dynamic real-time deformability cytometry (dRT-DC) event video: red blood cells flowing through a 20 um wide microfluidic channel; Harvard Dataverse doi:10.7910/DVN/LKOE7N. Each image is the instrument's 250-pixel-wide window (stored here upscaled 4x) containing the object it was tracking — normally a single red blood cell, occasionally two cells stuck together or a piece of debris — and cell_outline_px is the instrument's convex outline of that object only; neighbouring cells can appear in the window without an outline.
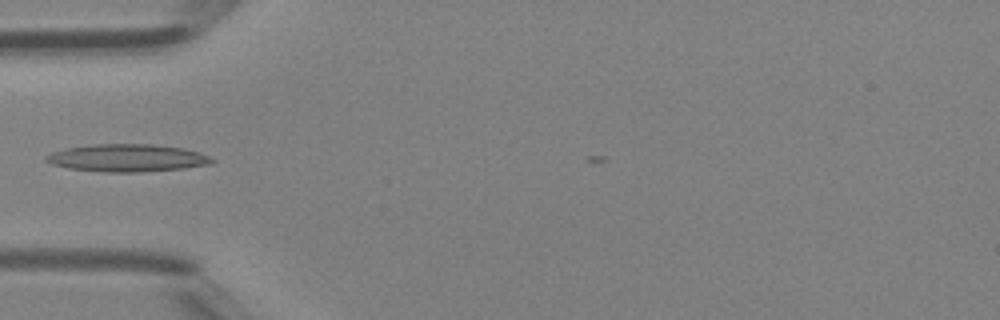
{"species": "Egyptian fruit bat (a non-hibernating species)", "species_latin": "Rousettus aegyptiacus", "temperature_condition": "room temperature", "stored_images_in_passage": 29, "camera_frame_rate_fps": 3000, "um_per_image_px": 0.085, "animal": {"sex": "female"}, "frame": {"image": 1, "passage_image": 2, "time_ms": 0.333, "image_size_px": [1000, 320], "cell_outline_px": [[216, 160], [212, 164], [184, 168], [140, 172], [104, 172], [68, 168], [52, 164], [44, 160], [44, 156], [52, 152], [68, 148], [92, 144], [152, 144], [180, 148], [200, 152]], "centroid_in_image_um": [10.81, 13.43], "position_along_channel_um": 74.2, "area_um2": 26.59}}
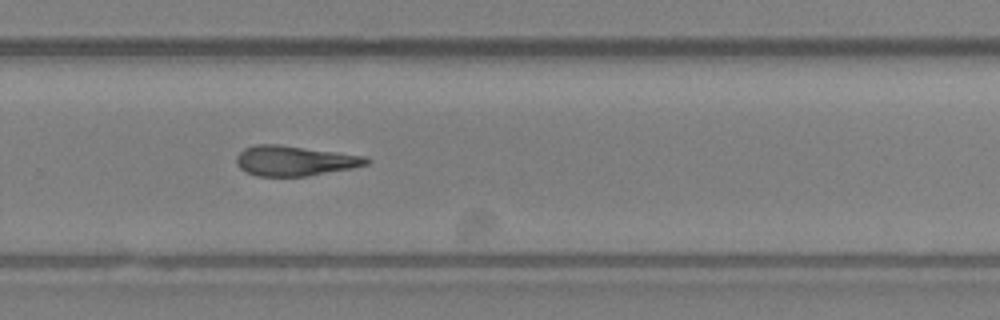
{"frame": {"image": 2, "passage_image": 18, "time_ms": 5.667, "image_size_px": [1000, 320], "cell_outline_px": [[372, 160], [368, 164], [352, 168], [308, 176], [256, 176], [240, 168], [236, 164], [236, 156], [244, 148], [256, 144], [280, 144], [368, 156]], "centroid_in_image_um": [25.07, 13.65], "position_along_channel_um": 304.7, "area_um2": 23.0}}
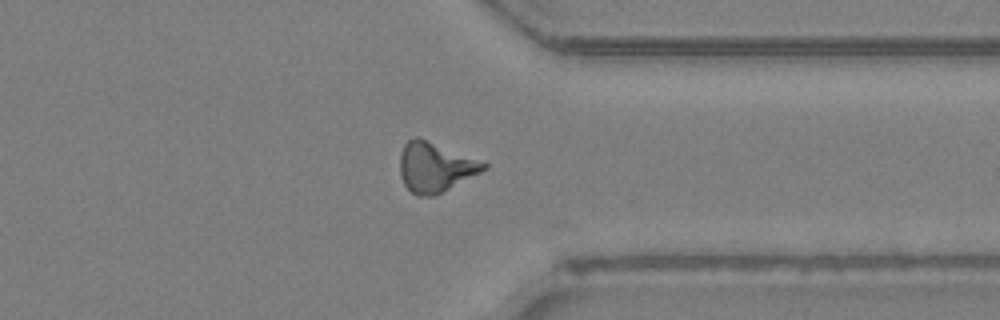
{"frame": {"image": 3, "passage_image": 23, "time_ms": 7.333, "image_size_px": [1000, 320], "cell_outline_px": [[488, 168], [436, 196], [416, 196], [404, 184], [400, 176], [400, 152], [404, 144], [412, 136], [416, 136], [488, 164]], "centroid_in_image_um": [36.95, 14.23], "position_along_channel_um": 374.5, "area_um2": 24.04}}